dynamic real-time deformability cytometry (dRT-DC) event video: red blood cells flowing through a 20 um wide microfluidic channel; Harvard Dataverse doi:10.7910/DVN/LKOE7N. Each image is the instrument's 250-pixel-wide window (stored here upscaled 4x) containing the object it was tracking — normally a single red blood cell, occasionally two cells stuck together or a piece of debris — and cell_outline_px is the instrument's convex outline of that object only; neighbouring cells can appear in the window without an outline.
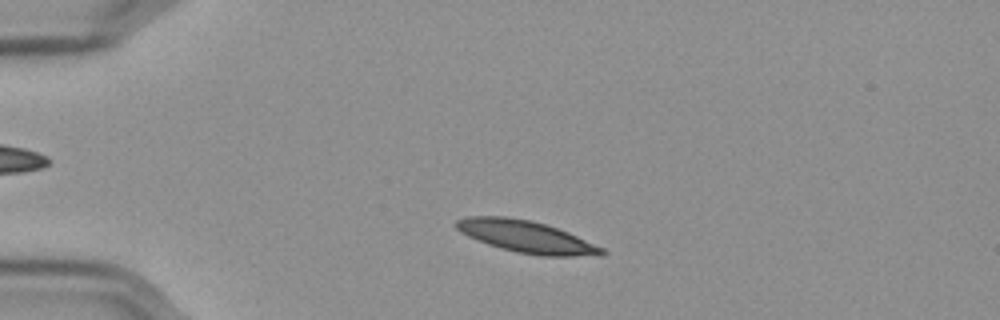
{"species": "Egyptian fruit bat (a non-hibernating species)", "species_latin": "Rousettus aegyptiacus", "temperature_condition": "cold", "stored_images_in_passage": 45, "camera_frame_rate_fps": 3000, "um_per_image_px": 0.085, "frame": {"image": 1, "passage_image": 1, "time_ms": 0.0, "image_size_px": [1000, 320], "cell_outline_px": [[608, 252], [604, 256], [540, 256], [516, 252], [500, 248], [488, 244], [468, 236], [460, 232], [452, 224], [456, 220], [464, 216], [504, 216], [532, 220], [568, 232], [604, 248]], "centroid_in_image_um": [44.73, 20.12], "position_along_channel_um": 40.3, "area_um2": 27.4}}
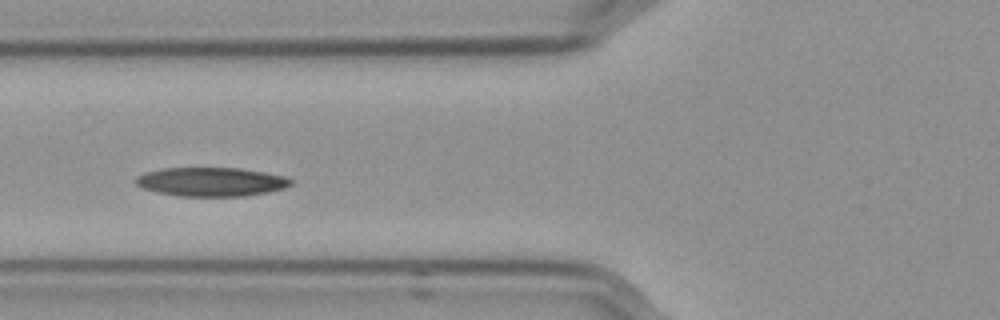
{"frame": {"image": 2, "passage_image": 10, "time_ms": 3.0, "image_size_px": [1000, 320], "cell_outline_px": [[292, 184], [284, 188], [268, 192], [244, 196], [176, 196], [156, 192], [140, 188], [132, 180], [136, 176], [148, 172], [164, 168], [240, 168], [264, 172], [284, 176], [292, 180]], "centroid_in_image_um": [17.91, 15.46], "position_along_channel_um": 107.9, "area_um2": 26.24}}
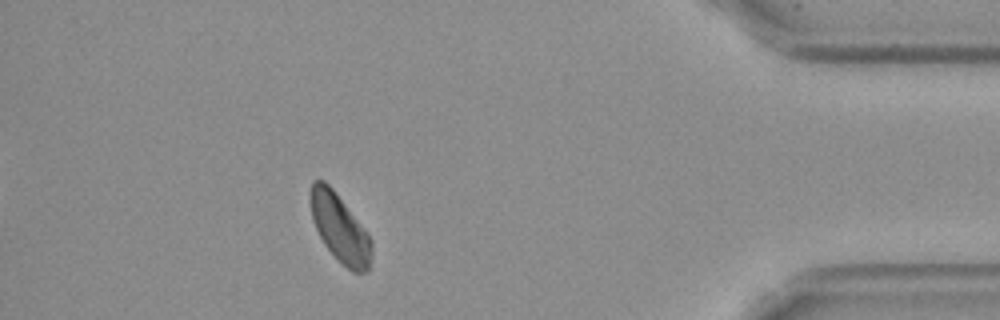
{"frame": {"image": 3, "passage_image": 39, "time_ms": 12.667, "image_size_px": [1000, 320], "cell_outline_px": [[372, 256], [368, 272], [352, 272], [324, 244], [312, 220], [312, 180], [324, 180], [332, 188], [368, 232], [372, 240]], "centroid_in_image_um": [28.94, 19.42], "position_along_channel_um": 406.3, "area_um2": 23.7}, "authors_computed_cell_mechanics": {"area_um2": 25.6632, "velocity_mm_per_s": 3.5253, "shape_relaxation_time_tau1_ms": 9.7269, "shape_relaxation_time_tau2_ms": null, "deformation_change_tau1": 0.1537, "deformation_change_tau2": null}}